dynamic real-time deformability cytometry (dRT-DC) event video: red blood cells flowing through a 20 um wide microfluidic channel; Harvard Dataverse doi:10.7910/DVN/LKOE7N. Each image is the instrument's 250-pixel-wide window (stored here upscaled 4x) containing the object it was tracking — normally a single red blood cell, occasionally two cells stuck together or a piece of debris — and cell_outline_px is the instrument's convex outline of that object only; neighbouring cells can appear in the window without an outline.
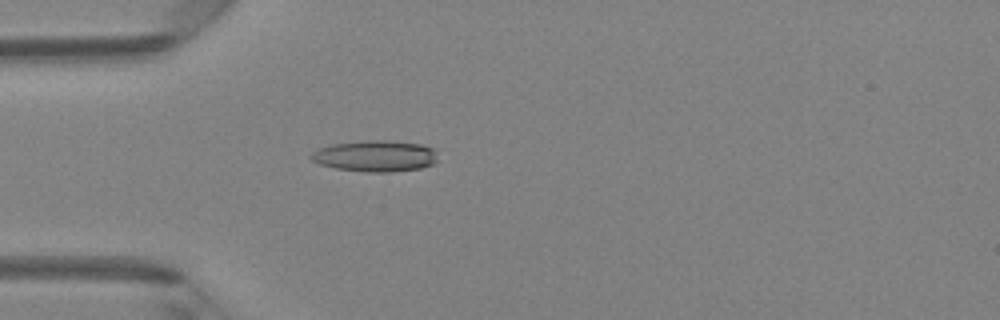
{"species": "Egyptian fruit bat (a non-hibernating species)", "species_latin": "Rousettus aegyptiacus", "temperature_condition": "room temperature", "stored_images_in_passage": 35, "camera_frame_rate_fps": 3000, "um_per_image_px": 0.085, "animal": {"sex": "female"}, "frame": {"image": 1, "passage_image": 1, "time_ms": 0.0, "image_size_px": [1000, 320], "cell_outline_px": [[436, 160], [432, 164], [420, 168], [392, 172], [368, 172], [336, 168], [320, 164], [312, 160], [308, 156], [312, 152], [320, 148], [332, 144], [368, 140], [384, 140], [420, 144], [432, 148]], "centroid_in_image_um": [31.85, 13.26], "position_along_channel_um": 53.1, "area_um2": 22.77}}
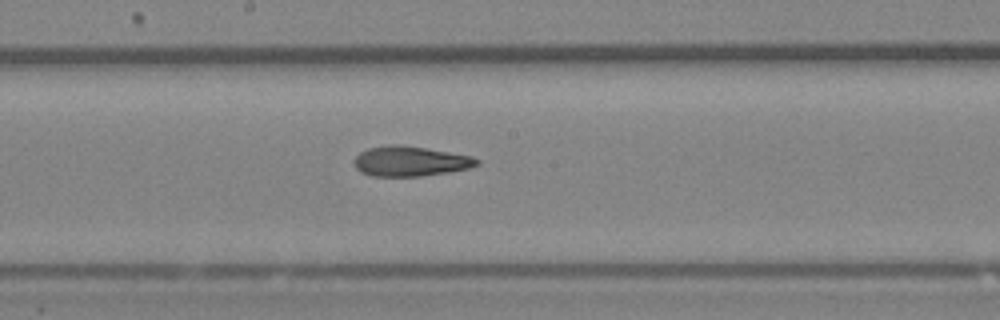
{"frame": {"image": 2, "passage_image": 13, "time_ms": 4.0, "image_size_px": [1000, 320], "cell_outline_px": [[480, 164], [468, 168], [448, 172], [420, 176], [372, 176], [360, 172], [352, 164], [352, 160], [360, 152], [368, 148], [388, 144], [400, 144], [428, 148], [472, 156], [480, 160]], "centroid_in_image_um": [34.84, 13.69], "position_along_channel_um": 213.4, "area_um2": 21.73}}
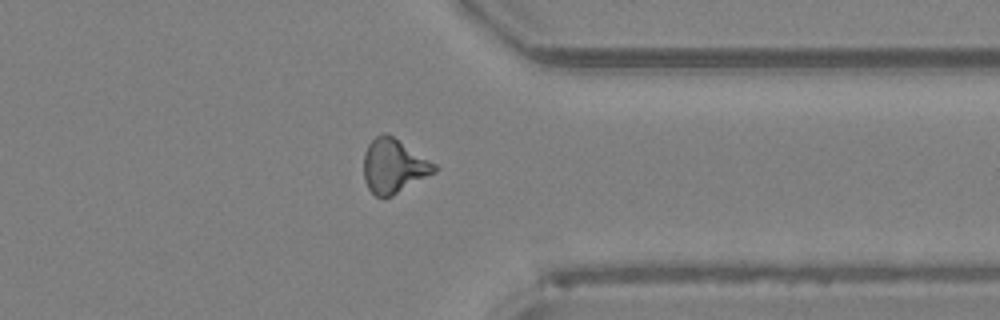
{"frame": {"image": 3, "passage_image": 25, "time_ms": 8.0, "image_size_px": [1000, 320], "cell_outline_px": [[440, 168], [436, 172], [392, 196], [376, 196], [368, 188], [364, 180], [364, 152], [368, 144], [376, 136], [384, 132], [392, 136], [436, 164]], "centroid_in_image_um": [33.47, 14.11], "position_along_channel_um": 377.9, "area_um2": 22.14}, "authors_computed_cell_mechanics": {"area_um2": 21.5016, "velocity_mm_per_s": 4.2271, "shape_relaxation_time_tau1_ms": null, "shape_relaxation_time_tau2_ms": 4.6622, "deformation_change_tau1": null, "deformation_change_tau2": 0.1549}}